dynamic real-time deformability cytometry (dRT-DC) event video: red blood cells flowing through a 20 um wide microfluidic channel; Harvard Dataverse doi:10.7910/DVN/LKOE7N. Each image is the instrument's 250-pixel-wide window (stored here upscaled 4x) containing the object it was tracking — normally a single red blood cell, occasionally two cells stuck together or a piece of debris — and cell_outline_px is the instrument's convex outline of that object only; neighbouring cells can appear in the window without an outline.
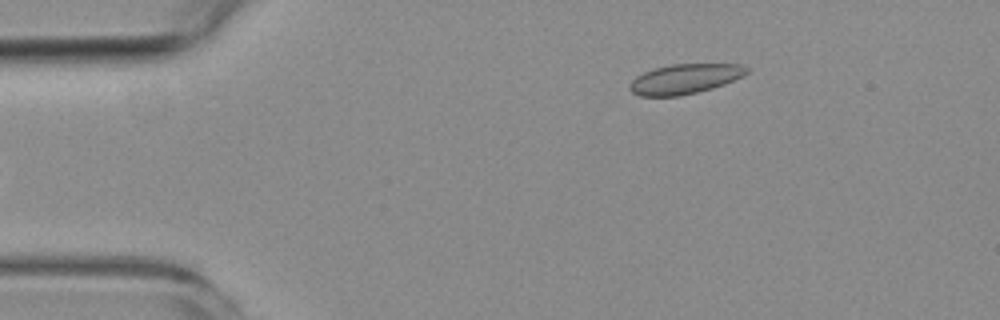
{"species": "common noctule bat (a hibernating species)", "species_latin": "Nyctalus noctula", "temperature_condition": "room temperature", "stored_images_in_passage": 7, "camera_frame_rate_fps": 3000, "um_per_image_px": 0.085, "animal": {"sex": "female", "body_mass_g": 19.3, "forearm_length_mm": 54.1}, "frame": {"image": 1, "passage_image": 7, "time_ms": 8.0, "image_size_px": [1000, 320], "cell_outline_px": [[748, 72], [744, 76], [724, 84], [712, 88], [680, 96], [640, 96], [632, 92], [628, 88], [632, 80], [636, 76], [652, 68], [668, 64], [740, 64], [748, 68]], "centroid_in_image_um": [58.19, 6.7], "position_along_channel_um": 26.8, "area_um2": 20.46}}